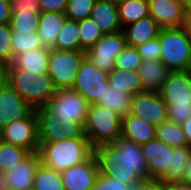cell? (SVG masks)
<instances>
[{
  "instance_id": "6da1fadb",
  "label": "cell",
  "mask_w": 191,
  "mask_h": 190,
  "mask_svg": "<svg viewBox=\"0 0 191 190\" xmlns=\"http://www.w3.org/2000/svg\"><path fill=\"white\" fill-rule=\"evenodd\" d=\"M99 172L129 186L148 179V168L141 145L123 137L94 147Z\"/></svg>"
},
{
  "instance_id": "7a4b0ae2",
  "label": "cell",
  "mask_w": 191,
  "mask_h": 190,
  "mask_svg": "<svg viewBox=\"0 0 191 190\" xmlns=\"http://www.w3.org/2000/svg\"><path fill=\"white\" fill-rule=\"evenodd\" d=\"M38 152L45 166L62 171L89 159L94 154V147L88 138H67L44 143Z\"/></svg>"
},
{
  "instance_id": "3957f363",
  "label": "cell",
  "mask_w": 191,
  "mask_h": 190,
  "mask_svg": "<svg viewBox=\"0 0 191 190\" xmlns=\"http://www.w3.org/2000/svg\"><path fill=\"white\" fill-rule=\"evenodd\" d=\"M159 94L167 105L168 121L182 124L191 117V70L170 71Z\"/></svg>"
},
{
  "instance_id": "277c9868",
  "label": "cell",
  "mask_w": 191,
  "mask_h": 190,
  "mask_svg": "<svg viewBox=\"0 0 191 190\" xmlns=\"http://www.w3.org/2000/svg\"><path fill=\"white\" fill-rule=\"evenodd\" d=\"M6 81L34 110L49 101L56 92V88L48 73L32 72L20 68H7Z\"/></svg>"
},
{
  "instance_id": "5b68a950",
  "label": "cell",
  "mask_w": 191,
  "mask_h": 190,
  "mask_svg": "<svg viewBox=\"0 0 191 190\" xmlns=\"http://www.w3.org/2000/svg\"><path fill=\"white\" fill-rule=\"evenodd\" d=\"M160 60L170 71L191 70V36L183 27L161 28Z\"/></svg>"
},
{
  "instance_id": "8992f818",
  "label": "cell",
  "mask_w": 191,
  "mask_h": 190,
  "mask_svg": "<svg viewBox=\"0 0 191 190\" xmlns=\"http://www.w3.org/2000/svg\"><path fill=\"white\" fill-rule=\"evenodd\" d=\"M122 118L105 107L98 104H89L86 122L84 124L85 136L91 145L112 143L121 136Z\"/></svg>"
},
{
  "instance_id": "52a82bcc",
  "label": "cell",
  "mask_w": 191,
  "mask_h": 190,
  "mask_svg": "<svg viewBox=\"0 0 191 190\" xmlns=\"http://www.w3.org/2000/svg\"><path fill=\"white\" fill-rule=\"evenodd\" d=\"M84 57L85 52L80 50H49L48 75L56 89L73 87Z\"/></svg>"
},
{
  "instance_id": "ba28073f",
  "label": "cell",
  "mask_w": 191,
  "mask_h": 190,
  "mask_svg": "<svg viewBox=\"0 0 191 190\" xmlns=\"http://www.w3.org/2000/svg\"><path fill=\"white\" fill-rule=\"evenodd\" d=\"M38 118L39 148L44 143L58 142L67 138H87L84 126L74 121H61L55 113L43 106L35 109Z\"/></svg>"
},
{
  "instance_id": "9c48e42d",
  "label": "cell",
  "mask_w": 191,
  "mask_h": 190,
  "mask_svg": "<svg viewBox=\"0 0 191 190\" xmlns=\"http://www.w3.org/2000/svg\"><path fill=\"white\" fill-rule=\"evenodd\" d=\"M42 106L61 121H74L84 126L89 104L73 88H58Z\"/></svg>"
},
{
  "instance_id": "30bf717a",
  "label": "cell",
  "mask_w": 191,
  "mask_h": 190,
  "mask_svg": "<svg viewBox=\"0 0 191 190\" xmlns=\"http://www.w3.org/2000/svg\"><path fill=\"white\" fill-rule=\"evenodd\" d=\"M108 72L101 70L89 59L82 60L73 89L78 92L88 104H95L104 93L108 84Z\"/></svg>"
},
{
  "instance_id": "8fae6325",
  "label": "cell",
  "mask_w": 191,
  "mask_h": 190,
  "mask_svg": "<svg viewBox=\"0 0 191 190\" xmlns=\"http://www.w3.org/2000/svg\"><path fill=\"white\" fill-rule=\"evenodd\" d=\"M0 140L21 146L30 152L39 151L38 118L33 109L25 118L14 120L0 131Z\"/></svg>"
},
{
  "instance_id": "7c38bea8",
  "label": "cell",
  "mask_w": 191,
  "mask_h": 190,
  "mask_svg": "<svg viewBox=\"0 0 191 190\" xmlns=\"http://www.w3.org/2000/svg\"><path fill=\"white\" fill-rule=\"evenodd\" d=\"M127 46L124 32L103 34L95 45L85 52V57L101 70L110 73L115 68V60Z\"/></svg>"
},
{
  "instance_id": "4fadbf2b",
  "label": "cell",
  "mask_w": 191,
  "mask_h": 190,
  "mask_svg": "<svg viewBox=\"0 0 191 190\" xmlns=\"http://www.w3.org/2000/svg\"><path fill=\"white\" fill-rule=\"evenodd\" d=\"M130 114L145 120L155 128L167 118V105L159 92H142L131 100Z\"/></svg>"
},
{
  "instance_id": "5bb4252c",
  "label": "cell",
  "mask_w": 191,
  "mask_h": 190,
  "mask_svg": "<svg viewBox=\"0 0 191 190\" xmlns=\"http://www.w3.org/2000/svg\"><path fill=\"white\" fill-rule=\"evenodd\" d=\"M41 162L39 152H31L12 170L3 174L2 190H32L37 166Z\"/></svg>"
},
{
  "instance_id": "9a60e30c",
  "label": "cell",
  "mask_w": 191,
  "mask_h": 190,
  "mask_svg": "<svg viewBox=\"0 0 191 190\" xmlns=\"http://www.w3.org/2000/svg\"><path fill=\"white\" fill-rule=\"evenodd\" d=\"M147 163L148 179H161L172 166L173 147L155 138L141 145Z\"/></svg>"
},
{
  "instance_id": "2e32d148",
  "label": "cell",
  "mask_w": 191,
  "mask_h": 190,
  "mask_svg": "<svg viewBox=\"0 0 191 190\" xmlns=\"http://www.w3.org/2000/svg\"><path fill=\"white\" fill-rule=\"evenodd\" d=\"M60 174L65 190H93L99 174L95 155L80 164L60 171Z\"/></svg>"
},
{
  "instance_id": "e0dca14e",
  "label": "cell",
  "mask_w": 191,
  "mask_h": 190,
  "mask_svg": "<svg viewBox=\"0 0 191 190\" xmlns=\"http://www.w3.org/2000/svg\"><path fill=\"white\" fill-rule=\"evenodd\" d=\"M32 110L7 81L0 87V131L12 121L25 118Z\"/></svg>"
},
{
  "instance_id": "ac0fdd59",
  "label": "cell",
  "mask_w": 191,
  "mask_h": 190,
  "mask_svg": "<svg viewBox=\"0 0 191 190\" xmlns=\"http://www.w3.org/2000/svg\"><path fill=\"white\" fill-rule=\"evenodd\" d=\"M149 16L161 28L183 27L185 22L184 0H148Z\"/></svg>"
},
{
  "instance_id": "d6986e66",
  "label": "cell",
  "mask_w": 191,
  "mask_h": 190,
  "mask_svg": "<svg viewBox=\"0 0 191 190\" xmlns=\"http://www.w3.org/2000/svg\"><path fill=\"white\" fill-rule=\"evenodd\" d=\"M12 16L10 28L15 31L37 32V24L42 12L38 0H11Z\"/></svg>"
},
{
  "instance_id": "ffe728a7",
  "label": "cell",
  "mask_w": 191,
  "mask_h": 190,
  "mask_svg": "<svg viewBox=\"0 0 191 190\" xmlns=\"http://www.w3.org/2000/svg\"><path fill=\"white\" fill-rule=\"evenodd\" d=\"M90 17L103 34L123 31L118 14L117 2L112 0H96Z\"/></svg>"
},
{
  "instance_id": "44dd1931",
  "label": "cell",
  "mask_w": 191,
  "mask_h": 190,
  "mask_svg": "<svg viewBox=\"0 0 191 190\" xmlns=\"http://www.w3.org/2000/svg\"><path fill=\"white\" fill-rule=\"evenodd\" d=\"M67 16L65 13L58 12H41L37 24L42 47L54 49L58 33L63 27Z\"/></svg>"
},
{
  "instance_id": "7402d4cb",
  "label": "cell",
  "mask_w": 191,
  "mask_h": 190,
  "mask_svg": "<svg viewBox=\"0 0 191 190\" xmlns=\"http://www.w3.org/2000/svg\"><path fill=\"white\" fill-rule=\"evenodd\" d=\"M161 27L147 16L123 28L127 45L137 47L158 37Z\"/></svg>"
},
{
  "instance_id": "603a6c76",
  "label": "cell",
  "mask_w": 191,
  "mask_h": 190,
  "mask_svg": "<svg viewBox=\"0 0 191 190\" xmlns=\"http://www.w3.org/2000/svg\"><path fill=\"white\" fill-rule=\"evenodd\" d=\"M156 128L132 114L122 118L121 137L142 145L156 138Z\"/></svg>"
},
{
  "instance_id": "cb8c5ba5",
  "label": "cell",
  "mask_w": 191,
  "mask_h": 190,
  "mask_svg": "<svg viewBox=\"0 0 191 190\" xmlns=\"http://www.w3.org/2000/svg\"><path fill=\"white\" fill-rule=\"evenodd\" d=\"M138 72L143 92H159L170 70L161 60H143Z\"/></svg>"
},
{
  "instance_id": "d4e9b609",
  "label": "cell",
  "mask_w": 191,
  "mask_h": 190,
  "mask_svg": "<svg viewBox=\"0 0 191 190\" xmlns=\"http://www.w3.org/2000/svg\"><path fill=\"white\" fill-rule=\"evenodd\" d=\"M49 49L38 48L14 57L7 68H20L38 73H48Z\"/></svg>"
},
{
  "instance_id": "484cf974",
  "label": "cell",
  "mask_w": 191,
  "mask_h": 190,
  "mask_svg": "<svg viewBox=\"0 0 191 190\" xmlns=\"http://www.w3.org/2000/svg\"><path fill=\"white\" fill-rule=\"evenodd\" d=\"M108 84L110 87L132 96L143 92V85L138 70L114 68L108 74Z\"/></svg>"
},
{
  "instance_id": "4316f807",
  "label": "cell",
  "mask_w": 191,
  "mask_h": 190,
  "mask_svg": "<svg viewBox=\"0 0 191 190\" xmlns=\"http://www.w3.org/2000/svg\"><path fill=\"white\" fill-rule=\"evenodd\" d=\"M132 97V95L114 89L108 85L102 97L95 104L110 109L123 118L130 113Z\"/></svg>"
},
{
  "instance_id": "83f0119b",
  "label": "cell",
  "mask_w": 191,
  "mask_h": 190,
  "mask_svg": "<svg viewBox=\"0 0 191 190\" xmlns=\"http://www.w3.org/2000/svg\"><path fill=\"white\" fill-rule=\"evenodd\" d=\"M117 7L123 28L149 16L148 0H120L117 2Z\"/></svg>"
},
{
  "instance_id": "f1b7e54d",
  "label": "cell",
  "mask_w": 191,
  "mask_h": 190,
  "mask_svg": "<svg viewBox=\"0 0 191 190\" xmlns=\"http://www.w3.org/2000/svg\"><path fill=\"white\" fill-rule=\"evenodd\" d=\"M31 152L21 146L5 143L0 140V177L12 170Z\"/></svg>"
},
{
  "instance_id": "f546056e",
  "label": "cell",
  "mask_w": 191,
  "mask_h": 190,
  "mask_svg": "<svg viewBox=\"0 0 191 190\" xmlns=\"http://www.w3.org/2000/svg\"><path fill=\"white\" fill-rule=\"evenodd\" d=\"M32 190H65L60 171L45 166H37Z\"/></svg>"
},
{
  "instance_id": "4dcf8cb0",
  "label": "cell",
  "mask_w": 191,
  "mask_h": 190,
  "mask_svg": "<svg viewBox=\"0 0 191 190\" xmlns=\"http://www.w3.org/2000/svg\"><path fill=\"white\" fill-rule=\"evenodd\" d=\"M55 49L80 50V35L78 22L66 19L55 41Z\"/></svg>"
},
{
  "instance_id": "1f68e13d",
  "label": "cell",
  "mask_w": 191,
  "mask_h": 190,
  "mask_svg": "<svg viewBox=\"0 0 191 190\" xmlns=\"http://www.w3.org/2000/svg\"><path fill=\"white\" fill-rule=\"evenodd\" d=\"M156 138L172 147L189 146L181 124L166 121L156 127Z\"/></svg>"
},
{
  "instance_id": "d6a6232c",
  "label": "cell",
  "mask_w": 191,
  "mask_h": 190,
  "mask_svg": "<svg viewBox=\"0 0 191 190\" xmlns=\"http://www.w3.org/2000/svg\"><path fill=\"white\" fill-rule=\"evenodd\" d=\"M13 59L15 56L38 48H43L38 32L11 31Z\"/></svg>"
},
{
  "instance_id": "836d02e7",
  "label": "cell",
  "mask_w": 191,
  "mask_h": 190,
  "mask_svg": "<svg viewBox=\"0 0 191 190\" xmlns=\"http://www.w3.org/2000/svg\"><path fill=\"white\" fill-rule=\"evenodd\" d=\"M190 146L173 147L172 166H169L168 172L161 178L165 182H182V173L190 155Z\"/></svg>"
},
{
  "instance_id": "e575fe53",
  "label": "cell",
  "mask_w": 191,
  "mask_h": 190,
  "mask_svg": "<svg viewBox=\"0 0 191 190\" xmlns=\"http://www.w3.org/2000/svg\"><path fill=\"white\" fill-rule=\"evenodd\" d=\"M80 51L86 52L103 36L100 28L91 17L78 21Z\"/></svg>"
},
{
  "instance_id": "d590c367",
  "label": "cell",
  "mask_w": 191,
  "mask_h": 190,
  "mask_svg": "<svg viewBox=\"0 0 191 190\" xmlns=\"http://www.w3.org/2000/svg\"><path fill=\"white\" fill-rule=\"evenodd\" d=\"M96 0H67V19L81 21L89 18Z\"/></svg>"
},
{
  "instance_id": "8d00e7d4",
  "label": "cell",
  "mask_w": 191,
  "mask_h": 190,
  "mask_svg": "<svg viewBox=\"0 0 191 190\" xmlns=\"http://www.w3.org/2000/svg\"><path fill=\"white\" fill-rule=\"evenodd\" d=\"M143 59L136 47L127 45L115 60V68L123 70H138Z\"/></svg>"
},
{
  "instance_id": "74e56055",
  "label": "cell",
  "mask_w": 191,
  "mask_h": 190,
  "mask_svg": "<svg viewBox=\"0 0 191 190\" xmlns=\"http://www.w3.org/2000/svg\"><path fill=\"white\" fill-rule=\"evenodd\" d=\"M10 24H0V63L9 65L13 61Z\"/></svg>"
},
{
  "instance_id": "f35d334b",
  "label": "cell",
  "mask_w": 191,
  "mask_h": 190,
  "mask_svg": "<svg viewBox=\"0 0 191 190\" xmlns=\"http://www.w3.org/2000/svg\"><path fill=\"white\" fill-rule=\"evenodd\" d=\"M136 49L144 61L160 60V43L158 37L138 45Z\"/></svg>"
},
{
  "instance_id": "ab89813d",
  "label": "cell",
  "mask_w": 191,
  "mask_h": 190,
  "mask_svg": "<svg viewBox=\"0 0 191 190\" xmlns=\"http://www.w3.org/2000/svg\"><path fill=\"white\" fill-rule=\"evenodd\" d=\"M129 186L99 172L93 190H128Z\"/></svg>"
},
{
  "instance_id": "60d3db41",
  "label": "cell",
  "mask_w": 191,
  "mask_h": 190,
  "mask_svg": "<svg viewBox=\"0 0 191 190\" xmlns=\"http://www.w3.org/2000/svg\"><path fill=\"white\" fill-rule=\"evenodd\" d=\"M42 12L65 13L67 0H38Z\"/></svg>"
},
{
  "instance_id": "b9f144b4",
  "label": "cell",
  "mask_w": 191,
  "mask_h": 190,
  "mask_svg": "<svg viewBox=\"0 0 191 190\" xmlns=\"http://www.w3.org/2000/svg\"><path fill=\"white\" fill-rule=\"evenodd\" d=\"M142 190H169V184L161 179L142 180Z\"/></svg>"
},
{
  "instance_id": "7bdbcfd3",
  "label": "cell",
  "mask_w": 191,
  "mask_h": 190,
  "mask_svg": "<svg viewBox=\"0 0 191 190\" xmlns=\"http://www.w3.org/2000/svg\"><path fill=\"white\" fill-rule=\"evenodd\" d=\"M11 16V0H0V24H9Z\"/></svg>"
},
{
  "instance_id": "ee69618b",
  "label": "cell",
  "mask_w": 191,
  "mask_h": 190,
  "mask_svg": "<svg viewBox=\"0 0 191 190\" xmlns=\"http://www.w3.org/2000/svg\"><path fill=\"white\" fill-rule=\"evenodd\" d=\"M182 183L191 184V150L182 173Z\"/></svg>"
},
{
  "instance_id": "f6af8a7d",
  "label": "cell",
  "mask_w": 191,
  "mask_h": 190,
  "mask_svg": "<svg viewBox=\"0 0 191 190\" xmlns=\"http://www.w3.org/2000/svg\"><path fill=\"white\" fill-rule=\"evenodd\" d=\"M182 129L187 141V144L191 147V117H188L182 124Z\"/></svg>"
},
{
  "instance_id": "bcb514c9",
  "label": "cell",
  "mask_w": 191,
  "mask_h": 190,
  "mask_svg": "<svg viewBox=\"0 0 191 190\" xmlns=\"http://www.w3.org/2000/svg\"><path fill=\"white\" fill-rule=\"evenodd\" d=\"M183 28L191 36V8L185 10V22Z\"/></svg>"
},
{
  "instance_id": "7dc6e473",
  "label": "cell",
  "mask_w": 191,
  "mask_h": 190,
  "mask_svg": "<svg viewBox=\"0 0 191 190\" xmlns=\"http://www.w3.org/2000/svg\"><path fill=\"white\" fill-rule=\"evenodd\" d=\"M169 190H191V184L172 182L169 183Z\"/></svg>"
},
{
  "instance_id": "c3c4849f",
  "label": "cell",
  "mask_w": 191,
  "mask_h": 190,
  "mask_svg": "<svg viewBox=\"0 0 191 190\" xmlns=\"http://www.w3.org/2000/svg\"><path fill=\"white\" fill-rule=\"evenodd\" d=\"M7 65L0 63V87L6 82Z\"/></svg>"
},
{
  "instance_id": "681fc988",
  "label": "cell",
  "mask_w": 191,
  "mask_h": 190,
  "mask_svg": "<svg viewBox=\"0 0 191 190\" xmlns=\"http://www.w3.org/2000/svg\"><path fill=\"white\" fill-rule=\"evenodd\" d=\"M128 190H142V181L129 185Z\"/></svg>"
},
{
  "instance_id": "f907efd6",
  "label": "cell",
  "mask_w": 191,
  "mask_h": 190,
  "mask_svg": "<svg viewBox=\"0 0 191 190\" xmlns=\"http://www.w3.org/2000/svg\"><path fill=\"white\" fill-rule=\"evenodd\" d=\"M185 8H191V0H184Z\"/></svg>"
}]
</instances>
